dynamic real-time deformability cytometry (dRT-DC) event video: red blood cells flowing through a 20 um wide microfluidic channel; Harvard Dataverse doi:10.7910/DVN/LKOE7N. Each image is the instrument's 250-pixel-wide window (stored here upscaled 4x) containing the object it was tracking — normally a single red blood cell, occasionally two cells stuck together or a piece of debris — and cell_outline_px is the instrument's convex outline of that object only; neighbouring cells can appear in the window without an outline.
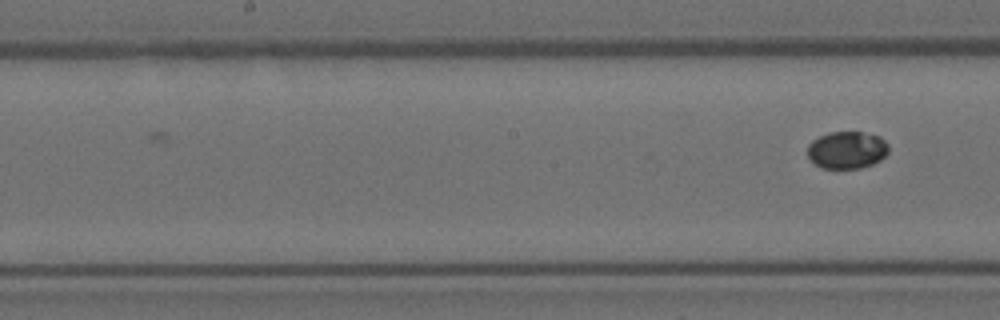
{"species": "Egyptian fruit bat (a non-hibernating species)", "species_latin": "Rousettus aegyptiacus", "temperature_condition": "room temperature", "stored_images_in_passage": 20, "camera_frame_rate_fps": 3000, "um_per_image_px": 0.085, "animal": {"sex": "female"}, "frame": {"image": 1, "passage_image": 20, "time_ms": 6.333, "image_size_px": [1000, 320], "cell_outline_px": [[888, 152], [880, 160], [872, 164], [860, 168], [820, 168], [808, 156], [808, 144], [812, 140], [828, 132], [860, 132], [880, 136], [888, 144]], "centroid_in_image_um": [71.99, 12.74], "position_along_channel_um": 176.2, "area_um2": 17.57}}